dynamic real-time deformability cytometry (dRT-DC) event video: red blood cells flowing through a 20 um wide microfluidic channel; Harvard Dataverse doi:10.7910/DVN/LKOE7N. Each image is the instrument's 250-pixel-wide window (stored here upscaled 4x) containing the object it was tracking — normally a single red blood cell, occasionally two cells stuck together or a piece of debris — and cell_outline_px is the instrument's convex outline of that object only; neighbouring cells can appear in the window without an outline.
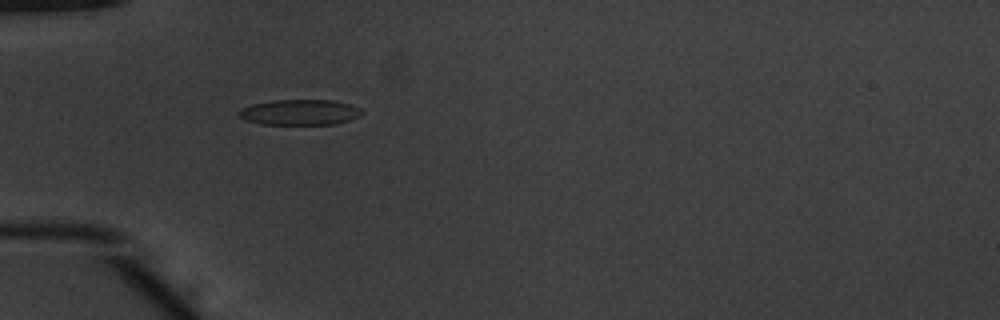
{"species": "common noctule bat (a hibernating species)", "species_latin": "Nyctalus noctula", "temperature_condition": "warm", "stored_images_in_passage": 36, "camera_frame_rate_fps": 3000, "um_per_image_px": 0.085, "animal": {"sex": "male", "body_mass_g": 20.1, "forearm_length_mm": 53.5}, "frame": {"image": 1, "passage_image": 1, "time_ms": 0.0, "image_size_px": [1000, 320], "cell_outline_px": [[364, 112], [360, 116], [336, 124], [260, 124], [244, 120], [236, 112], [240, 108], [252, 104], [272, 100], [332, 100], [348, 104], [360, 108]], "centroid_in_image_um": [25.44, 9.54], "position_along_channel_um": 59.6, "area_um2": 18.38}}
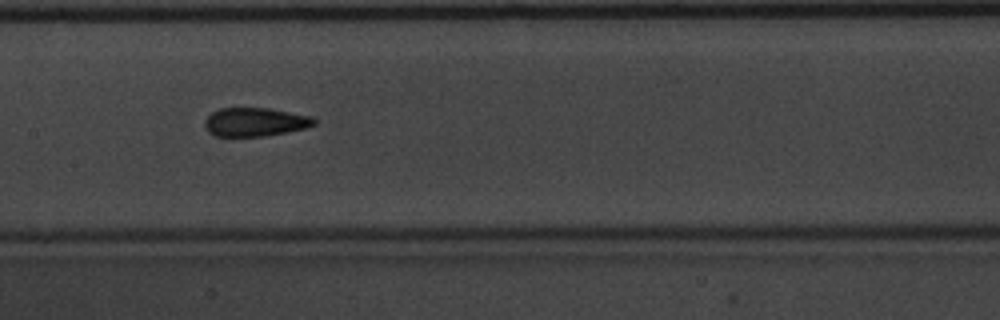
{"frame": {"image": 2, "passage_image": 11, "time_ms": 3.333, "image_size_px": [1000, 320], "cell_outline_px": [[316, 124], [304, 128], [288, 132], [264, 136], [216, 136], [208, 132], [204, 124], [204, 120], [212, 112], [220, 108], [268, 108], [312, 116], [316, 120]], "centroid_in_image_um": [21.67, 10.37], "position_along_channel_um": 185.7, "area_um2": 18.26}}
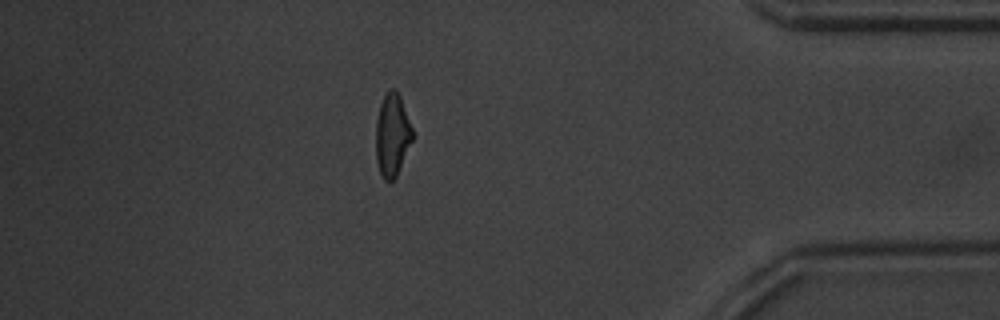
{"frame": {"image": 3, "passage_image": 30, "time_ms": 9.667, "image_size_px": [1000, 320], "cell_outline_px": [[412, 140], [396, 176], [392, 180], [384, 180], [380, 172], [376, 160], [376, 120], [380, 104], [388, 88], [396, 88], [400, 96], [412, 128]], "centroid_in_image_um": [33.32, 11.43], "position_along_channel_um": 401.9, "area_um2": 17.46}, "authors_computed_cell_mechanics": {"area_um2": 18.3226, "velocity_mm_per_s": 3.9308, "shape_relaxation_time_tau1_ms": 3.7905, "shape_relaxation_time_tau2_ms": 1.2004, "deformation_change_tau1": 0.157, "deformation_change_tau2": 0.0853}}